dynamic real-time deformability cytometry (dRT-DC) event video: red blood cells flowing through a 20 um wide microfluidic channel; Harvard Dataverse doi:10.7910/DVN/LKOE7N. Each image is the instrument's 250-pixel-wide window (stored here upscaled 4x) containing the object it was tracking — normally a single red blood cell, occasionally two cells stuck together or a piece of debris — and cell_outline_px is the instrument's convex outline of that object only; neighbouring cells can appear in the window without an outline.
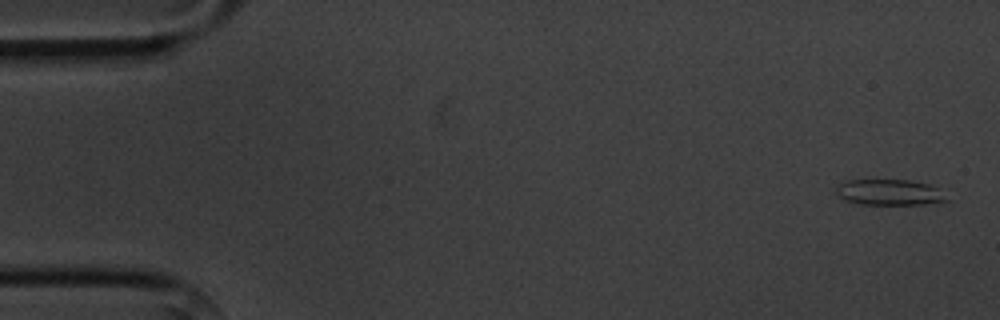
{"species": "common noctule bat (a hibernating species)", "species_latin": "Nyctalus noctula", "temperature_condition": "cold", "stored_images_in_passage": 5, "camera_frame_rate_fps": 3000, "um_per_image_px": 0.085, "animal": {"sex": "male", "body_mass_g": 20.1, "forearm_length_mm": 53.5}, "frame": {"image": 1, "passage_image": 1, "time_ms": 0.0, "image_size_px": [1000, 320], "cell_outline_px": [[948, 200], [924, 204], [860, 204], [844, 200], [836, 192], [836, 188], [840, 184], [848, 180], [908, 180], [932, 184]], "centroid_in_image_um": [75.57, 16.34], "position_along_channel_um": 9.4, "area_um2": 16.36}}
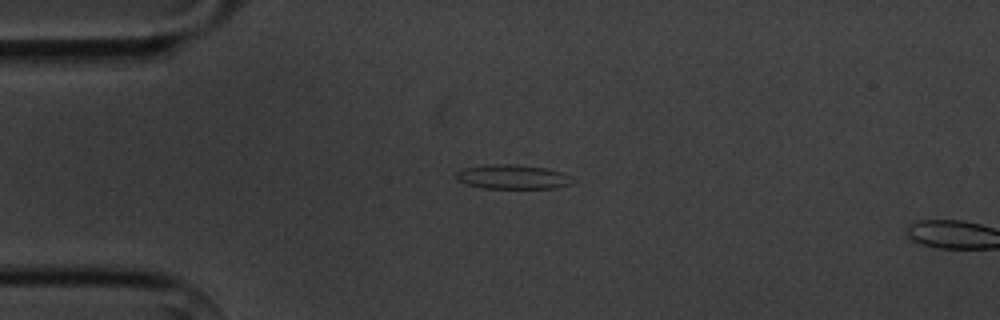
{"frame": {"image": 2, "passage_image": 4, "time_ms": 3.667, "image_size_px": [1000, 320], "cell_outline_px": [[572, 184], [556, 188], [484, 188], [464, 184], [456, 180], [456, 172], [464, 168], [492, 164], [516, 164], [548, 168], [572, 176]], "centroid_in_image_um": [43.57, 15.03], "position_along_channel_um": 41.4, "area_um2": 16.65}}